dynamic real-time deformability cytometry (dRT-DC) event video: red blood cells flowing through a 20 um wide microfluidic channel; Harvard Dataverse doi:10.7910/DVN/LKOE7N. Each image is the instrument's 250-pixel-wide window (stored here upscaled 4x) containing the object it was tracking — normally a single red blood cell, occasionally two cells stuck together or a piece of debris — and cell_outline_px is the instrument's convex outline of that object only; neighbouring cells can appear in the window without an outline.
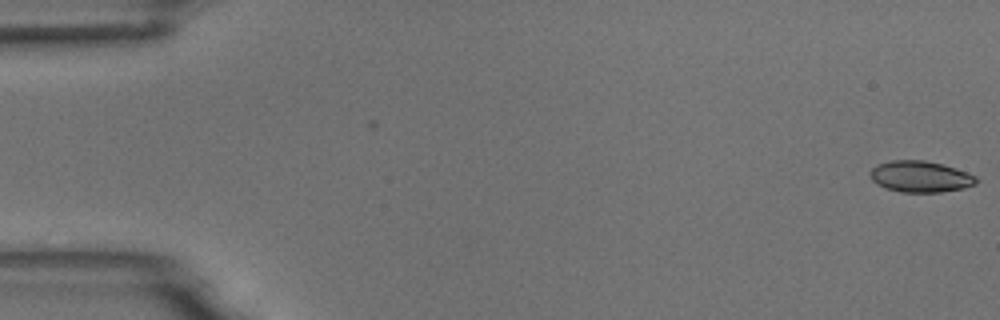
{"species": "common noctule bat (a hibernating species)", "species_latin": "Nyctalus noctula", "temperature_condition": "room temperature", "stored_images_in_passage": 55, "camera_frame_rate_fps": 3000, "um_per_image_px": 0.085, "animal": {"sex": "male", "body_mass_g": 18.8}, "frame": {"image": 1, "passage_image": 1, "time_ms": 0.0, "image_size_px": [1000, 320], "cell_outline_px": [[976, 184], [964, 188], [940, 192], [900, 192], [876, 184], [872, 180], [868, 172], [876, 164], [892, 160], [924, 160], [956, 168], [976, 176]], "centroid_in_image_um": [78.2, 15.01], "position_along_channel_um": 6.8, "area_um2": 19.31}}
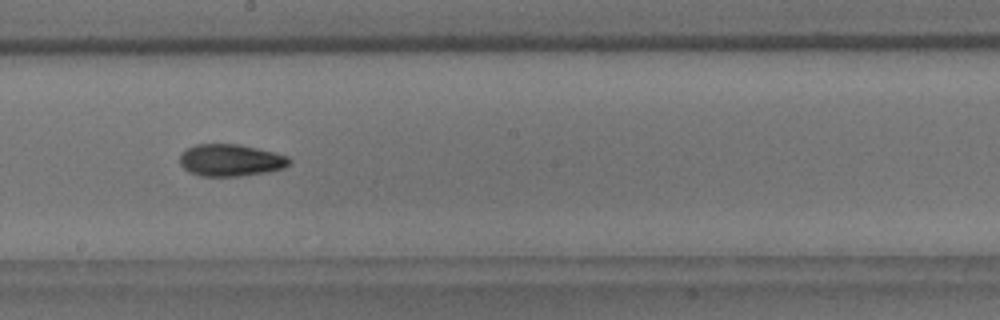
{"frame": {"image": 2, "passage_image": 31, "time_ms": 10.0, "image_size_px": [1000, 320], "cell_outline_px": [[292, 164], [284, 168], [268, 172], [240, 176], [200, 176], [188, 172], [180, 164], [180, 152], [196, 144], [240, 144], [276, 152], [288, 156], [292, 160]], "centroid_in_image_um": [19.64, 13.62], "position_along_channel_um": 228.6, "area_um2": 20.81}}
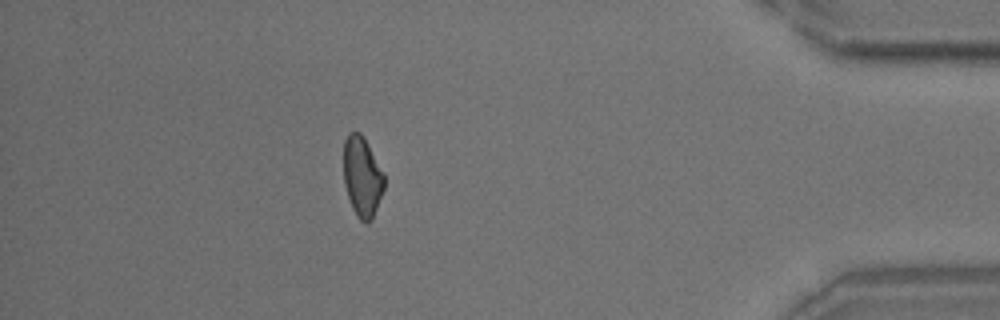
{"frame": {"image": 3, "passage_image": 49, "time_ms": 16.0, "image_size_px": [1000, 320], "cell_outline_px": [[384, 188], [372, 220], [368, 224], [364, 224], [356, 216], [352, 208], [344, 184], [344, 140], [348, 132], [360, 132], [364, 136], [384, 172]], "centroid_in_image_um": [30.79, 15.02], "position_along_channel_um": 404.4, "area_um2": 19.25}, "authors_computed_cell_mechanics": {"area_um2": 19.7098, "velocity_mm_per_s": 3.6826, "shape_relaxation_time_tau1_ms": 5.1266, "shape_relaxation_time_tau2_ms": 5.0083, "deformation_change_tau1": 0.1259, "deformation_change_tau2": 0.0969}}